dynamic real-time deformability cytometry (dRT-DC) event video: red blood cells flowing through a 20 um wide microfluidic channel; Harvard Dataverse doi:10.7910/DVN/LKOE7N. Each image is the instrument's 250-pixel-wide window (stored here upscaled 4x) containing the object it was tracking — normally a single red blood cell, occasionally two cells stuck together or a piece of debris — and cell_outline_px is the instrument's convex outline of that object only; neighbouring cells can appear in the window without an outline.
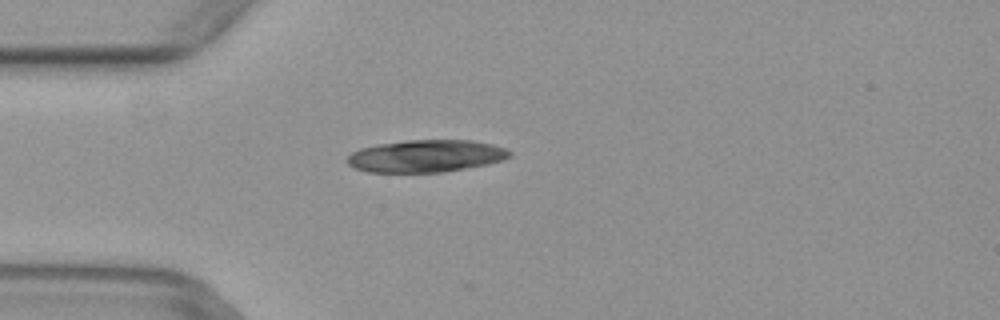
{"species": "common noctule bat (a hibernating species)", "species_latin": "Nyctalus noctula", "temperature_condition": "warm", "stored_images_in_passage": 3, "camera_frame_rate_fps": 3000, "um_per_image_px": 0.085, "animal": {"sex": "female", "body_mass_g": 29.2, "forearm_length_mm": 56.3}, "frame": {"image": 1, "passage_image": 3, "time_ms": 0.667, "image_size_px": [1000, 320], "cell_outline_px": [[512, 156], [500, 160], [484, 164], [464, 168], [440, 172], [368, 172], [356, 168], [348, 164], [348, 156], [352, 152], [360, 148], [380, 144], [408, 140], [472, 140], [492, 144], [504, 148], [512, 152]], "centroid_in_image_um": [36.2, 13.25], "position_along_channel_um": 48.8, "area_um2": 30.17}}